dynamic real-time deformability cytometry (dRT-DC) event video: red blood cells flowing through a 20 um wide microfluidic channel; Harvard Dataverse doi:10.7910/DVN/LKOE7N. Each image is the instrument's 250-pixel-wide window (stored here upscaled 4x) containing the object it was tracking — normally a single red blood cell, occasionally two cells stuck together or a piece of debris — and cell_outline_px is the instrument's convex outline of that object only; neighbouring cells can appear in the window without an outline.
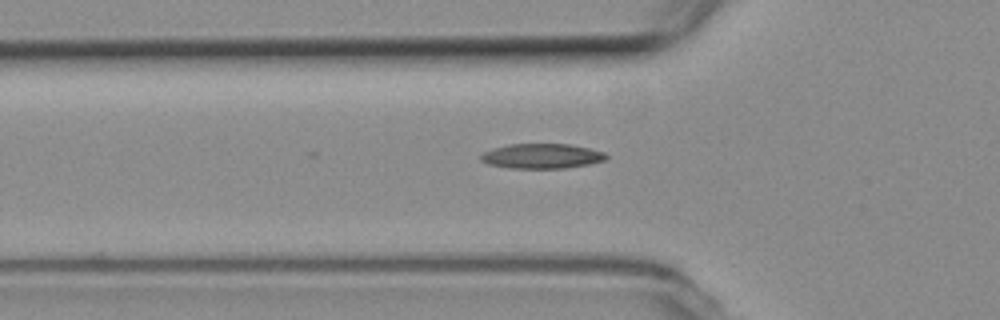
{"species": "common noctule bat (a hibernating species)", "species_latin": "Nyctalus noctula", "temperature_condition": "room temperature", "stored_images_in_passage": 34, "camera_frame_rate_fps": 3000, "um_per_image_px": 0.085, "animal": {"sex": "female", "body_mass_g": 19.3, "forearm_length_mm": 54.1}, "frame": {"image": 1, "passage_image": 6, "time_ms": 1.667, "image_size_px": [1000, 320], "cell_outline_px": [[608, 156], [604, 160], [588, 164], [564, 168], [508, 168], [488, 164], [480, 160], [480, 156], [484, 152], [492, 148], [508, 144], [568, 144], [588, 148], [604, 152]], "centroid_in_image_um": [46.01, 13.26], "position_along_channel_um": 79.8, "area_um2": 18.09}}
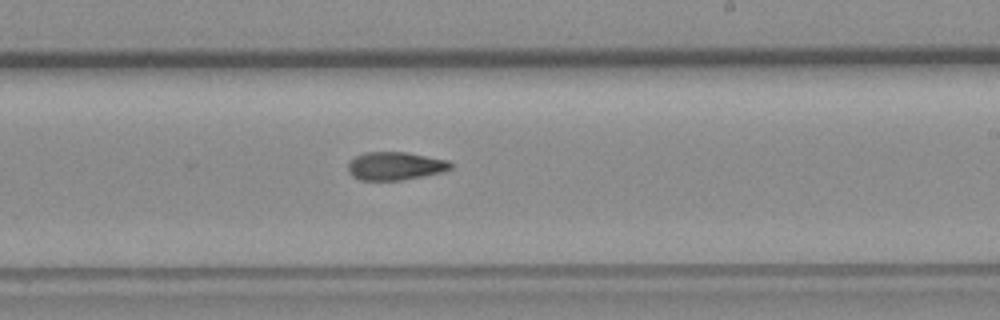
{"frame": {"image": 2, "passage_image": 20, "time_ms": 6.333, "image_size_px": [1000, 320], "cell_outline_px": [[452, 168], [444, 172], [400, 180], [360, 180], [352, 176], [348, 172], [348, 164], [356, 156], [364, 152], [408, 152], [448, 160], [452, 164]], "centroid_in_image_um": [33.6, 14.1], "position_along_channel_um": 255.4, "area_um2": 16.88}}
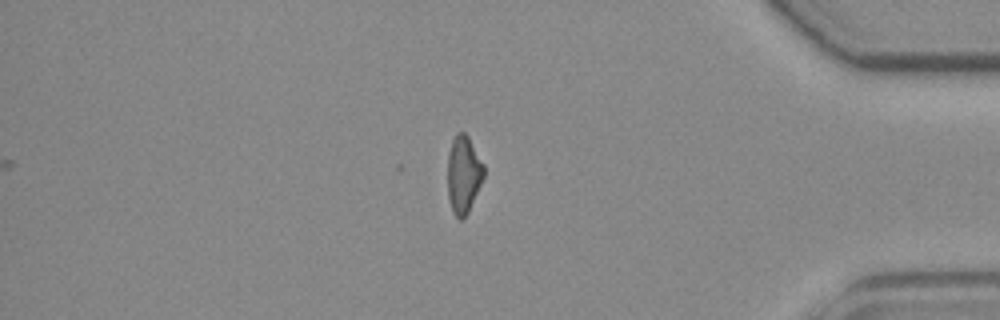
{"frame": {"image": 3, "passage_image": 34, "time_ms": 11.0, "image_size_px": [1000, 320], "cell_outline_px": [[484, 176], [468, 212], [460, 220], [452, 212], [448, 196], [448, 156], [452, 140], [456, 132], [464, 132], [468, 136], [484, 164]], "centroid_in_image_um": [39.39, 14.8], "position_along_channel_um": 395.8, "area_um2": 16.24}, "authors_computed_cell_mechanics": {"area_um2": 17.0221, "velocity_mm_per_s": 3.7524, "shape_relaxation_time_tau1_ms": null, "shape_relaxation_time_tau2_ms": 9.1899, "deformation_change_tau1": null, "deformation_change_tau2": 0.1568}}